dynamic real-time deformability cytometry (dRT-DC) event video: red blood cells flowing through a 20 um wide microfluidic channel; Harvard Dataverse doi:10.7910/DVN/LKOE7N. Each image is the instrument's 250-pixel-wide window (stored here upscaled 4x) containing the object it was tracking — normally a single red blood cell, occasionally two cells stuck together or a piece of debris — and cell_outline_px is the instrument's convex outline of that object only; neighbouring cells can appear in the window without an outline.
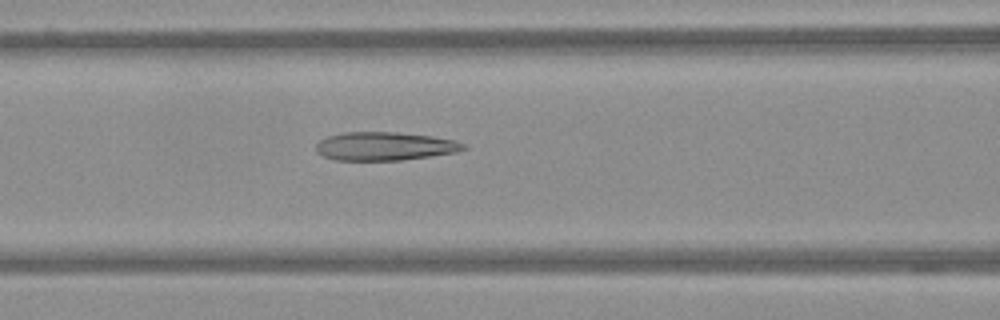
{"species": "Egyptian fruit bat (a non-hibernating species)", "species_latin": "Rousettus aegyptiacus", "temperature_condition": "warm", "stored_images_in_passage": 58, "camera_frame_rate_fps": 3000, "um_per_image_px": 0.085, "frame": {"image": 1, "passage_image": 25, "time_ms": 8.0, "image_size_px": [1000, 320], "cell_outline_px": [[468, 148], [456, 152], [400, 160], [332, 160], [316, 152], [316, 144], [320, 140], [328, 136], [344, 132], [396, 132], [432, 136], [456, 140], [468, 144]], "centroid_in_image_um": [32.72, 12.42], "position_along_channel_um": 133.9, "area_um2": 24.51}}
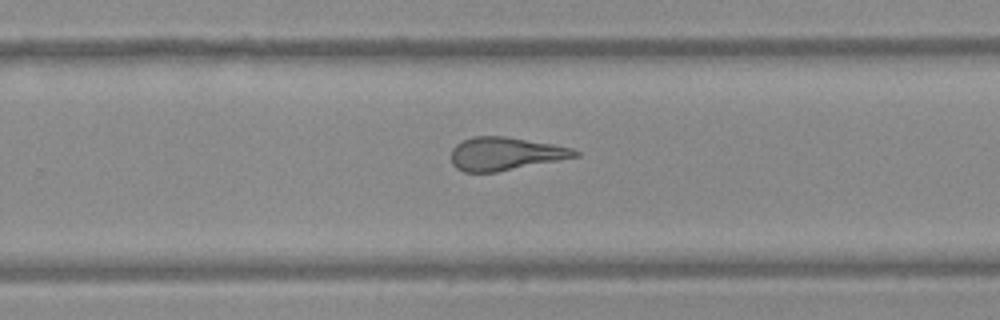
{"frame": {"image": 2, "passage_image": 38, "time_ms": 12.333, "image_size_px": [1000, 320], "cell_outline_px": [[580, 156], [496, 172], [464, 172], [456, 168], [452, 164], [452, 148], [456, 144], [472, 136], [504, 136], [552, 144], [572, 148], [580, 152]], "centroid_in_image_um": [42.94, 13.07], "position_along_channel_um": 286.9, "area_um2": 23.76}}
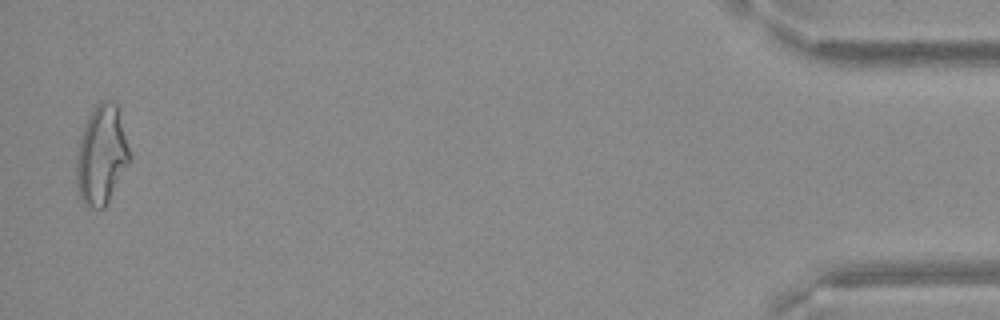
{"frame": {"image": 3, "passage_image": 57, "time_ms": 18.667, "image_size_px": [1000, 320], "cell_outline_px": [[132, 160], [104, 208], [88, 208], [84, 204], [80, 196], [76, 184], [76, 160], [80, 140], [84, 128], [96, 104], [100, 100], [112, 100], [116, 104], [132, 156]], "centroid_in_image_um": [8.65, 13.22], "position_along_channel_um": 426.5, "area_um2": 30.63}}